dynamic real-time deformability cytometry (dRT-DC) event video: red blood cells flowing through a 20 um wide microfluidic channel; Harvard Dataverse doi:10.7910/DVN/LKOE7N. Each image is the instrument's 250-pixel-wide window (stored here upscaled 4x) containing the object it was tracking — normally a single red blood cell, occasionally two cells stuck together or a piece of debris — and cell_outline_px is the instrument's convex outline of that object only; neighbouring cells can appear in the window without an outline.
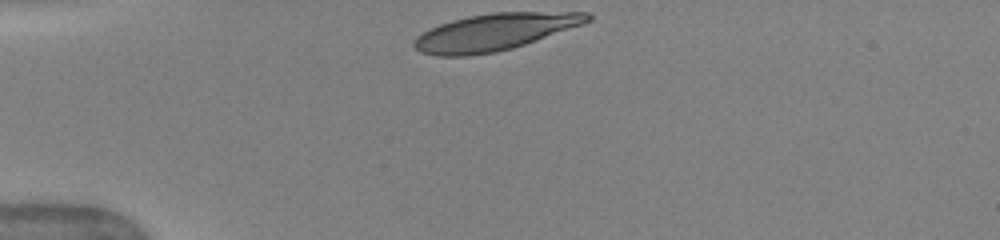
{"species": "human", "species_latin": "Homo sapiens", "temperature_condition": "warm", "stored_images_in_passage": 32, "camera_frame_rate_fps": 3000, "um_per_image_px": 0.085, "donor": {"sex": "female"}, "frame": {"image": 1, "passage_image": 1, "time_ms": 0.0, "image_size_px": [1000, 240], "cell_outline_px": [[592, 20], [524, 44], [512, 48], [496, 52], [468, 56], [436, 56], [420, 52], [412, 44], [416, 36], [440, 24], [452, 20], [468, 16], [492, 12], [588, 12], [592, 16]], "centroid_in_image_um": [42.0, 2.72], "position_along_channel_um": 43.0, "area_um2": 36.88}}
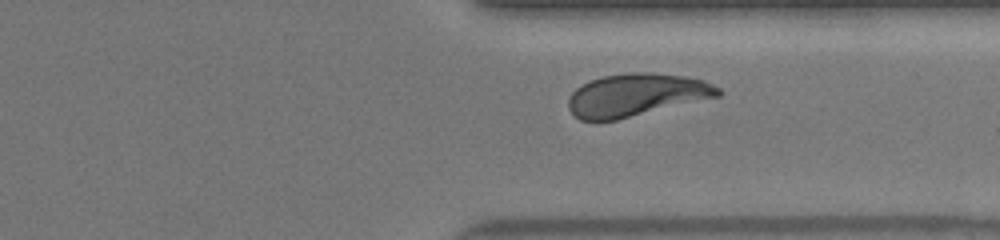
{"frame": {"image": 2, "passage_image": 27, "time_ms": 8.667, "image_size_px": [1000, 240], "cell_outline_px": [[724, 92], [720, 96], [616, 120], [580, 120], [568, 108], [568, 100], [572, 92], [576, 88], [592, 80], [604, 76], [628, 72], [652, 72], [684, 76], [704, 80], [720, 88]], "centroid_in_image_um": [54.12, 8.06], "position_along_channel_um": 357.3, "area_um2": 37.11}}
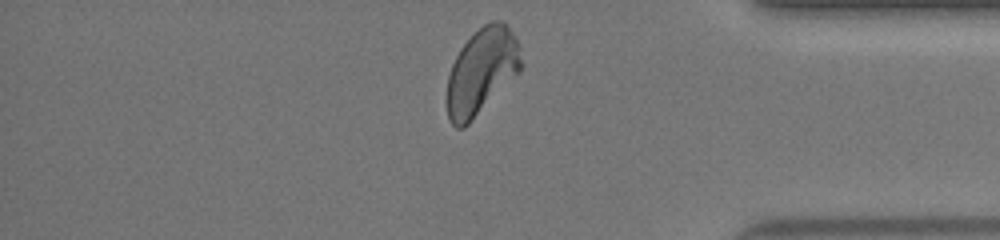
{"frame": {"image": 3, "passage_image": 31, "time_ms": 10.0, "image_size_px": [1000, 240], "cell_outline_px": [[520, 72], [464, 128], [456, 128], [448, 120], [448, 76], [452, 64], [460, 48], [484, 24], [492, 20], [504, 20], [516, 36], [520, 60]], "centroid_in_image_um": [40.94, 6.06], "position_along_channel_um": 394.3, "area_um2": 36.7}, "authors_computed_cell_mechanics": {"area_um2": 37.7723, "velocity_mm_per_s": 4.022, "shape_relaxation_time_tau1_ms": 4.9598, "shape_relaxation_time_tau2_ms": 1.176, "deformation_change_tau1": 0.1935, "deformation_change_tau2": 0.0789}}